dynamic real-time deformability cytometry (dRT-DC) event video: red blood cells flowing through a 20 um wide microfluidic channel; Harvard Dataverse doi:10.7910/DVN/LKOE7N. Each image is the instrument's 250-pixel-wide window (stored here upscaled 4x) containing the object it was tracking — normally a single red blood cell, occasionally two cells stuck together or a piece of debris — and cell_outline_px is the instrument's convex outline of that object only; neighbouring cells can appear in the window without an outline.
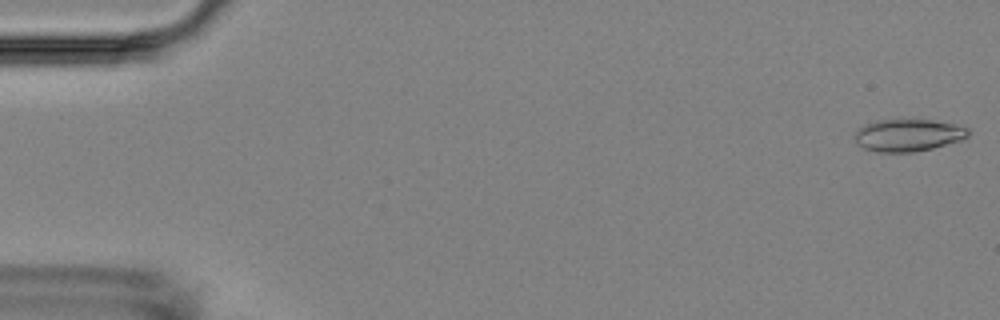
{"species": "Egyptian fruit bat (a non-hibernating species)", "species_latin": "Rousettus aegyptiacus", "temperature_condition": "room temperature", "stored_images_in_passage": 4, "camera_frame_rate_fps": 3000, "um_per_image_px": 0.085, "animal": {"sex": "female"}, "frame": {"image": 1, "passage_image": 1, "time_ms": 0.0, "image_size_px": [1000, 320], "cell_outline_px": [[968, 136], [960, 140], [932, 148], [912, 152], [876, 152], [864, 148], [856, 144], [852, 136], [856, 128], [864, 124], [876, 120], [932, 120], [956, 124], [968, 128]], "centroid_in_image_um": [77.1, 11.49], "position_along_channel_um": 7.9, "area_um2": 21.5}}